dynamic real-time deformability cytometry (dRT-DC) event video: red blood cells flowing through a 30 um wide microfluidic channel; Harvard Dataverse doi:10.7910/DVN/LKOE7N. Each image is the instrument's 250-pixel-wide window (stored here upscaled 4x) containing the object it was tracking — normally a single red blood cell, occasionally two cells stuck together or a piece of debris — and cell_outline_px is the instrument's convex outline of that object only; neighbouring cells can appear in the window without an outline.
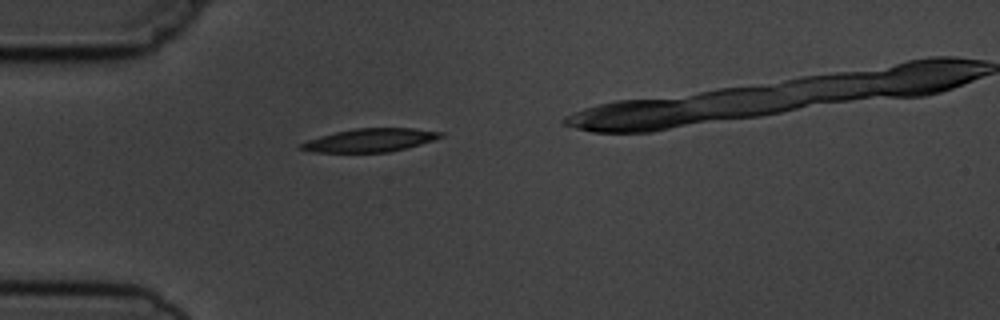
{"species": "common noctule bat (a hibernating species)", "species_latin": "Nyctalus noctula", "temperature_condition": "cold", "stored_images_in_passage": 3, "camera_frame_rate_fps": 3000, "um_per_image_px": 0.085, "animal": {"sex": "male", "body_mass_g": 19.5, "forearm_length_mm": 54.6}, "frame": {"image": 1, "passage_image": 2, "time_ms": 1.0, "image_size_px": [1000, 320], "cell_outline_px": [[444, 136], [420, 144], [388, 152], [312, 152], [296, 148], [296, 144], [320, 136], [336, 132], [356, 128], [412, 128], [444, 132]], "centroid_in_image_um": [31.4, 11.91], "position_along_channel_um": 53.6, "area_um2": 18.9}}